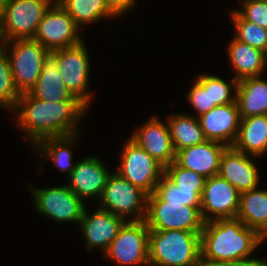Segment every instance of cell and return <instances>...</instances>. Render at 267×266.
I'll use <instances>...</instances> for the list:
<instances>
[{"mask_svg":"<svg viewBox=\"0 0 267 266\" xmlns=\"http://www.w3.org/2000/svg\"><path fill=\"white\" fill-rule=\"evenodd\" d=\"M239 200L240 192L230 182L218 174L206 178L200 206L204 221L236 218Z\"/></svg>","mask_w":267,"mask_h":266,"instance_id":"13","label":"cell"},{"mask_svg":"<svg viewBox=\"0 0 267 266\" xmlns=\"http://www.w3.org/2000/svg\"><path fill=\"white\" fill-rule=\"evenodd\" d=\"M148 225L144 220H128L123 224L109 248L103 252L105 257L122 266L148 265L149 245Z\"/></svg>","mask_w":267,"mask_h":266,"instance_id":"8","label":"cell"},{"mask_svg":"<svg viewBox=\"0 0 267 266\" xmlns=\"http://www.w3.org/2000/svg\"><path fill=\"white\" fill-rule=\"evenodd\" d=\"M3 9H4V0H0V15L3 14Z\"/></svg>","mask_w":267,"mask_h":266,"instance_id":"38","label":"cell"},{"mask_svg":"<svg viewBox=\"0 0 267 266\" xmlns=\"http://www.w3.org/2000/svg\"><path fill=\"white\" fill-rule=\"evenodd\" d=\"M257 266H267V260H260V262L258 263V265Z\"/></svg>","mask_w":267,"mask_h":266,"instance_id":"39","label":"cell"},{"mask_svg":"<svg viewBox=\"0 0 267 266\" xmlns=\"http://www.w3.org/2000/svg\"><path fill=\"white\" fill-rule=\"evenodd\" d=\"M149 266H199L200 233L183 230L149 231Z\"/></svg>","mask_w":267,"mask_h":266,"instance_id":"3","label":"cell"},{"mask_svg":"<svg viewBox=\"0 0 267 266\" xmlns=\"http://www.w3.org/2000/svg\"><path fill=\"white\" fill-rule=\"evenodd\" d=\"M264 54H265V61H266V64H267V48H266Z\"/></svg>","mask_w":267,"mask_h":266,"instance_id":"42","label":"cell"},{"mask_svg":"<svg viewBox=\"0 0 267 266\" xmlns=\"http://www.w3.org/2000/svg\"><path fill=\"white\" fill-rule=\"evenodd\" d=\"M230 81L231 83H227L219 76L209 75L210 106H222L236 102L238 81L234 77ZM233 86L235 89V95L231 96Z\"/></svg>","mask_w":267,"mask_h":266,"instance_id":"32","label":"cell"},{"mask_svg":"<svg viewBox=\"0 0 267 266\" xmlns=\"http://www.w3.org/2000/svg\"><path fill=\"white\" fill-rule=\"evenodd\" d=\"M164 174L179 188L204 189L206 178L192 170L184 169L175 161L164 168Z\"/></svg>","mask_w":267,"mask_h":266,"instance_id":"31","label":"cell"},{"mask_svg":"<svg viewBox=\"0 0 267 266\" xmlns=\"http://www.w3.org/2000/svg\"><path fill=\"white\" fill-rule=\"evenodd\" d=\"M233 147L249 156L267 152V115L241 118L237 139Z\"/></svg>","mask_w":267,"mask_h":266,"instance_id":"23","label":"cell"},{"mask_svg":"<svg viewBox=\"0 0 267 266\" xmlns=\"http://www.w3.org/2000/svg\"><path fill=\"white\" fill-rule=\"evenodd\" d=\"M79 27L60 4H51L39 23L34 40L49 52L75 46L83 42Z\"/></svg>","mask_w":267,"mask_h":266,"instance_id":"12","label":"cell"},{"mask_svg":"<svg viewBox=\"0 0 267 266\" xmlns=\"http://www.w3.org/2000/svg\"><path fill=\"white\" fill-rule=\"evenodd\" d=\"M136 0H107L109 6L118 15L126 14L135 4Z\"/></svg>","mask_w":267,"mask_h":266,"instance_id":"35","label":"cell"},{"mask_svg":"<svg viewBox=\"0 0 267 266\" xmlns=\"http://www.w3.org/2000/svg\"><path fill=\"white\" fill-rule=\"evenodd\" d=\"M145 221L150 230H183L201 233L205 221L200 206H186L161 200L154 192L147 196Z\"/></svg>","mask_w":267,"mask_h":266,"instance_id":"4","label":"cell"},{"mask_svg":"<svg viewBox=\"0 0 267 266\" xmlns=\"http://www.w3.org/2000/svg\"><path fill=\"white\" fill-rule=\"evenodd\" d=\"M262 236L238 218L207 221L200 233L201 261L259 263L251 258Z\"/></svg>","mask_w":267,"mask_h":266,"instance_id":"2","label":"cell"},{"mask_svg":"<svg viewBox=\"0 0 267 266\" xmlns=\"http://www.w3.org/2000/svg\"><path fill=\"white\" fill-rule=\"evenodd\" d=\"M237 12L245 20L267 29V0H244Z\"/></svg>","mask_w":267,"mask_h":266,"instance_id":"34","label":"cell"},{"mask_svg":"<svg viewBox=\"0 0 267 266\" xmlns=\"http://www.w3.org/2000/svg\"><path fill=\"white\" fill-rule=\"evenodd\" d=\"M197 118L207 140L221 143L226 147L234 145L241 122L237 101L216 106Z\"/></svg>","mask_w":267,"mask_h":266,"instance_id":"14","label":"cell"},{"mask_svg":"<svg viewBox=\"0 0 267 266\" xmlns=\"http://www.w3.org/2000/svg\"><path fill=\"white\" fill-rule=\"evenodd\" d=\"M261 236H262V239L264 241V239L267 237V230Z\"/></svg>","mask_w":267,"mask_h":266,"instance_id":"41","label":"cell"},{"mask_svg":"<svg viewBox=\"0 0 267 266\" xmlns=\"http://www.w3.org/2000/svg\"><path fill=\"white\" fill-rule=\"evenodd\" d=\"M6 40L3 35V29H2V15H0V49L5 47Z\"/></svg>","mask_w":267,"mask_h":266,"instance_id":"37","label":"cell"},{"mask_svg":"<svg viewBox=\"0 0 267 266\" xmlns=\"http://www.w3.org/2000/svg\"><path fill=\"white\" fill-rule=\"evenodd\" d=\"M227 51L232 69L236 71L234 78L237 81L249 77L262 76L261 74L267 65L263 51L242 43L235 38L229 43Z\"/></svg>","mask_w":267,"mask_h":266,"instance_id":"22","label":"cell"},{"mask_svg":"<svg viewBox=\"0 0 267 266\" xmlns=\"http://www.w3.org/2000/svg\"><path fill=\"white\" fill-rule=\"evenodd\" d=\"M194 82L190 92L187 93V97L193 108L197 110V117H199L216 106H210L209 75L200 74Z\"/></svg>","mask_w":267,"mask_h":266,"instance_id":"33","label":"cell"},{"mask_svg":"<svg viewBox=\"0 0 267 266\" xmlns=\"http://www.w3.org/2000/svg\"><path fill=\"white\" fill-rule=\"evenodd\" d=\"M258 263L249 262H216V261H201L199 266H257Z\"/></svg>","mask_w":267,"mask_h":266,"instance_id":"36","label":"cell"},{"mask_svg":"<svg viewBox=\"0 0 267 266\" xmlns=\"http://www.w3.org/2000/svg\"><path fill=\"white\" fill-rule=\"evenodd\" d=\"M76 137L77 134L65 137L44 138L34 147L38 149L36 150L38 153L41 152L47 159L50 157L58 169L64 172L66 171L69 176L76 166V163L71 164L73 158L71 149L69 148L75 145L73 140H76Z\"/></svg>","mask_w":267,"mask_h":266,"instance_id":"27","label":"cell"},{"mask_svg":"<svg viewBox=\"0 0 267 266\" xmlns=\"http://www.w3.org/2000/svg\"><path fill=\"white\" fill-rule=\"evenodd\" d=\"M73 18L80 28V24H89L102 18H114L118 15L109 6L107 0H64L60 4Z\"/></svg>","mask_w":267,"mask_h":266,"instance_id":"26","label":"cell"},{"mask_svg":"<svg viewBox=\"0 0 267 266\" xmlns=\"http://www.w3.org/2000/svg\"><path fill=\"white\" fill-rule=\"evenodd\" d=\"M49 0H4L2 29L7 41L33 39Z\"/></svg>","mask_w":267,"mask_h":266,"instance_id":"7","label":"cell"},{"mask_svg":"<svg viewBox=\"0 0 267 266\" xmlns=\"http://www.w3.org/2000/svg\"><path fill=\"white\" fill-rule=\"evenodd\" d=\"M5 46H10L8 57L15 87L20 94L27 93L39 78L49 51L34 39L7 41Z\"/></svg>","mask_w":267,"mask_h":266,"instance_id":"5","label":"cell"},{"mask_svg":"<svg viewBox=\"0 0 267 266\" xmlns=\"http://www.w3.org/2000/svg\"><path fill=\"white\" fill-rule=\"evenodd\" d=\"M87 109L80 101H43L27 92L20 95L12 112H19L17 125L35 146L44 138L77 134V122Z\"/></svg>","mask_w":267,"mask_h":266,"instance_id":"1","label":"cell"},{"mask_svg":"<svg viewBox=\"0 0 267 266\" xmlns=\"http://www.w3.org/2000/svg\"><path fill=\"white\" fill-rule=\"evenodd\" d=\"M236 101L241 118L267 115V81L262 76L238 81Z\"/></svg>","mask_w":267,"mask_h":266,"instance_id":"21","label":"cell"},{"mask_svg":"<svg viewBox=\"0 0 267 266\" xmlns=\"http://www.w3.org/2000/svg\"><path fill=\"white\" fill-rule=\"evenodd\" d=\"M15 87L6 46L0 49V107L13 110L20 97Z\"/></svg>","mask_w":267,"mask_h":266,"instance_id":"30","label":"cell"},{"mask_svg":"<svg viewBox=\"0 0 267 266\" xmlns=\"http://www.w3.org/2000/svg\"><path fill=\"white\" fill-rule=\"evenodd\" d=\"M147 196L118 173H112L103 189L99 208L123 219L130 214L135 215L132 221L144 220L147 214Z\"/></svg>","mask_w":267,"mask_h":266,"instance_id":"6","label":"cell"},{"mask_svg":"<svg viewBox=\"0 0 267 266\" xmlns=\"http://www.w3.org/2000/svg\"><path fill=\"white\" fill-rule=\"evenodd\" d=\"M120 158L116 173L151 195L164 174V167L130 138L124 144Z\"/></svg>","mask_w":267,"mask_h":266,"instance_id":"9","label":"cell"},{"mask_svg":"<svg viewBox=\"0 0 267 266\" xmlns=\"http://www.w3.org/2000/svg\"><path fill=\"white\" fill-rule=\"evenodd\" d=\"M236 218L262 235L267 230V189L241 192Z\"/></svg>","mask_w":267,"mask_h":266,"instance_id":"24","label":"cell"},{"mask_svg":"<svg viewBox=\"0 0 267 266\" xmlns=\"http://www.w3.org/2000/svg\"><path fill=\"white\" fill-rule=\"evenodd\" d=\"M166 122L175 153L183 148L201 144L207 140L197 116L174 114L171 117L169 116Z\"/></svg>","mask_w":267,"mask_h":266,"instance_id":"25","label":"cell"},{"mask_svg":"<svg viewBox=\"0 0 267 266\" xmlns=\"http://www.w3.org/2000/svg\"><path fill=\"white\" fill-rule=\"evenodd\" d=\"M164 168L176 159L168 124L157 117L151 118L130 137Z\"/></svg>","mask_w":267,"mask_h":266,"instance_id":"15","label":"cell"},{"mask_svg":"<svg viewBox=\"0 0 267 266\" xmlns=\"http://www.w3.org/2000/svg\"><path fill=\"white\" fill-rule=\"evenodd\" d=\"M225 148L226 146L221 143L206 140L179 150L175 162L184 169L209 178L218 174L220 157Z\"/></svg>","mask_w":267,"mask_h":266,"instance_id":"19","label":"cell"},{"mask_svg":"<svg viewBox=\"0 0 267 266\" xmlns=\"http://www.w3.org/2000/svg\"><path fill=\"white\" fill-rule=\"evenodd\" d=\"M49 1L51 4H61L64 0H49Z\"/></svg>","mask_w":267,"mask_h":266,"instance_id":"40","label":"cell"},{"mask_svg":"<svg viewBox=\"0 0 267 266\" xmlns=\"http://www.w3.org/2000/svg\"><path fill=\"white\" fill-rule=\"evenodd\" d=\"M230 13L236 28L233 38L265 52L267 48V29L245 20L237 10H232Z\"/></svg>","mask_w":267,"mask_h":266,"instance_id":"29","label":"cell"},{"mask_svg":"<svg viewBox=\"0 0 267 266\" xmlns=\"http://www.w3.org/2000/svg\"><path fill=\"white\" fill-rule=\"evenodd\" d=\"M204 189L179 188L165 174L155 187L154 193L161 199L170 203L186 206H201V197Z\"/></svg>","mask_w":267,"mask_h":266,"instance_id":"28","label":"cell"},{"mask_svg":"<svg viewBox=\"0 0 267 266\" xmlns=\"http://www.w3.org/2000/svg\"><path fill=\"white\" fill-rule=\"evenodd\" d=\"M126 221L100 208H97L92 215L85 209L80 227L86 239L88 251L100 247L105 252Z\"/></svg>","mask_w":267,"mask_h":266,"instance_id":"18","label":"cell"},{"mask_svg":"<svg viewBox=\"0 0 267 266\" xmlns=\"http://www.w3.org/2000/svg\"><path fill=\"white\" fill-rule=\"evenodd\" d=\"M251 156L226 147L220 157L218 175L230 182L240 193L256 189L259 173Z\"/></svg>","mask_w":267,"mask_h":266,"instance_id":"17","label":"cell"},{"mask_svg":"<svg viewBox=\"0 0 267 266\" xmlns=\"http://www.w3.org/2000/svg\"><path fill=\"white\" fill-rule=\"evenodd\" d=\"M51 53L57 58V67L67 89L88 108L92 94L87 92L90 61L84 42Z\"/></svg>","mask_w":267,"mask_h":266,"instance_id":"10","label":"cell"},{"mask_svg":"<svg viewBox=\"0 0 267 266\" xmlns=\"http://www.w3.org/2000/svg\"><path fill=\"white\" fill-rule=\"evenodd\" d=\"M110 175L99 157L90 156L76 162L68 176L70 183L67 186L82 200L90 197L100 199Z\"/></svg>","mask_w":267,"mask_h":266,"instance_id":"16","label":"cell"},{"mask_svg":"<svg viewBox=\"0 0 267 266\" xmlns=\"http://www.w3.org/2000/svg\"><path fill=\"white\" fill-rule=\"evenodd\" d=\"M28 93L43 101H79L65 86L57 67V58L51 52L45 57L42 72Z\"/></svg>","mask_w":267,"mask_h":266,"instance_id":"20","label":"cell"},{"mask_svg":"<svg viewBox=\"0 0 267 266\" xmlns=\"http://www.w3.org/2000/svg\"><path fill=\"white\" fill-rule=\"evenodd\" d=\"M36 209L55 221L77 222L83 217L86 209L80 199L67 185L60 187L36 189L30 186Z\"/></svg>","mask_w":267,"mask_h":266,"instance_id":"11","label":"cell"}]
</instances>
